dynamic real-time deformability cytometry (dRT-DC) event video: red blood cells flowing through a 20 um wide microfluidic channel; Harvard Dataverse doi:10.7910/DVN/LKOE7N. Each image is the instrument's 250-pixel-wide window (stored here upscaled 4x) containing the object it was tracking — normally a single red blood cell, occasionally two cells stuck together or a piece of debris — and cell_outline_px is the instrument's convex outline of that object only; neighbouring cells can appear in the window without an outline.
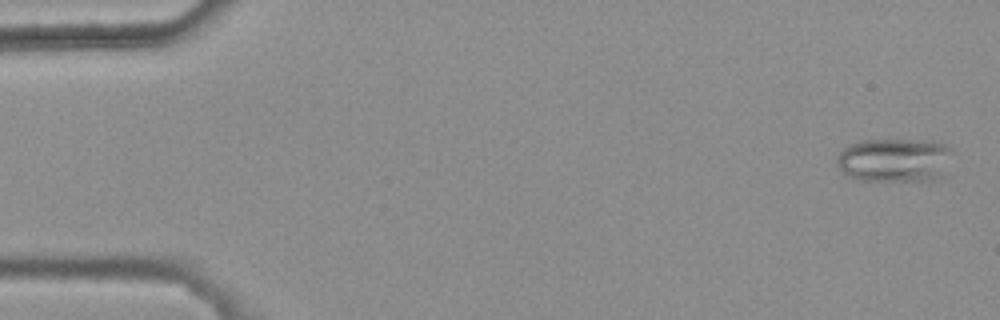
{"species": "common noctule bat (a hibernating species)", "species_latin": "Nyctalus noctula", "temperature_condition": "warm", "stored_images_in_passage": 6, "camera_frame_rate_fps": 3000, "um_per_image_px": 0.085, "animal": {"sex": "female", "body_mass_g": 25.1}, "frame": {"image": 1, "passage_image": 1, "time_ms": 0.0, "image_size_px": [1000, 320], "cell_outline_px": [[952, 152], [940, 180], [860, 180], [848, 176], [836, 164], [836, 160], [840, 152], [844, 148], [860, 140], [932, 140], [944, 144], [952, 148]], "centroid_in_image_um": [76.06, 13.59], "position_along_channel_um": 8.9, "area_um2": 29.54}}